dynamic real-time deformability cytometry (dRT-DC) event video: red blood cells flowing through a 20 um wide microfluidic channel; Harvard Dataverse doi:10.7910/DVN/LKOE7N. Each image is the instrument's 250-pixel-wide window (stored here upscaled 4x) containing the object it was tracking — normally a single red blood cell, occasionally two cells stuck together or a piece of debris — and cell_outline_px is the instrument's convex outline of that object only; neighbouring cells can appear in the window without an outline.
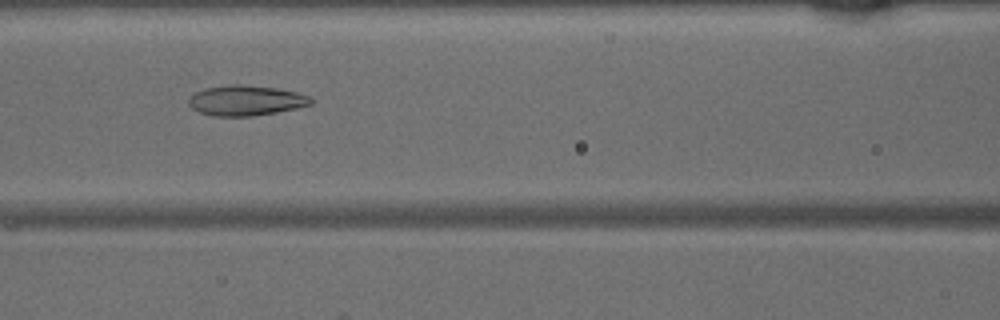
{"species": "common noctule bat (a hibernating species)", "species_latin": "Nyctalus noctula", "temperature_condition": "warm", "stored_images_in_passage": 48, "camera_frame_rate_fps": 3000, "um_per_image_px": 0.085, "animal": {"sex": "male", "body_mass_g": 15.6}, "frame": {"image": 1, "passage_image": 21, "time_ms": 6.667, "image_size_px": [1000, 320], "cell_outline_px": [[312, 104], [296, 108], [276, 112], [248, 116], [212, 116], [200, 112], [192, 108], [188, 104], [188, 96], [204, 88], [232, 84], [244, 84], [276, 88], [296, 92], [308, 96], [312, 100]], "centroid_in_image_um": [20.85, 8.53], "position_along_channel_um": 145.7, "area_um2": 21.5}}
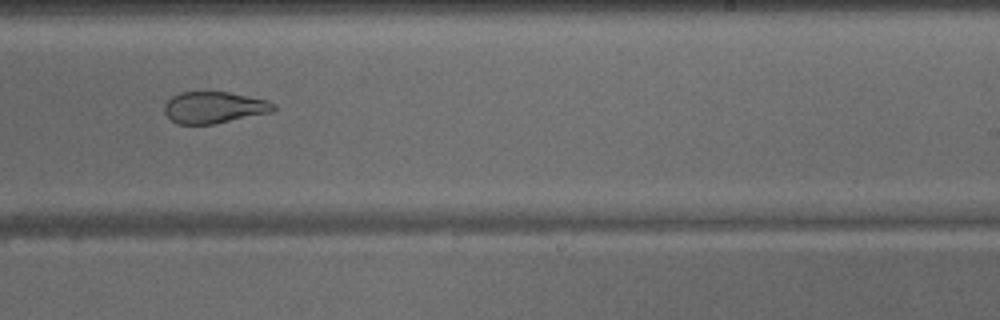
{"frame": {"image": 2, "passage_image": 30, "time_ms": 9.667, "image_size_px": [1000, 320], "cell_outline_px": [[276, 108], [272, 112], [212, 124], [176, 124], [164, 112], [164, 104], [172, 96], [180, 92], [228, 92], [268, 100], [276, 104]], "centroid_in_image_um": [18.2, 9.13], "position_along_channel_um": 270.8, "area_um2": 20.06}}
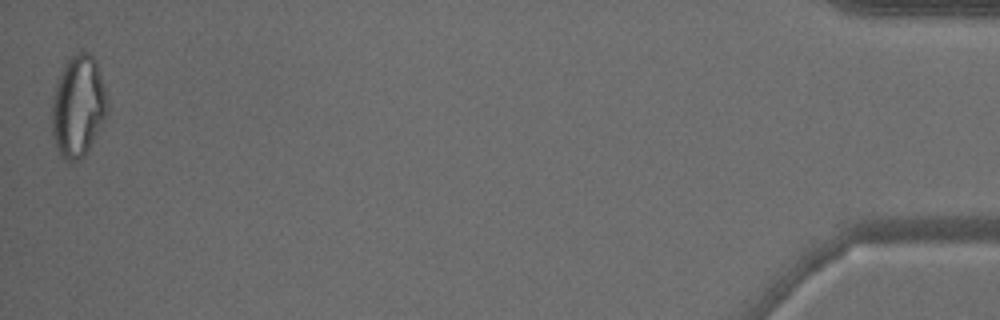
{"frame": {"image": 3, "passage_image": 48, "time_ms": 15.667, "image_size_px": [1000, 320], "cell_outline_px": [[108, 116], [84, 156], [80, 160], [68, 164], [60, 156], [52, 136], [52, 96], [60, 72], [64, 64], [76, 52], [88, 52], [96, 60], [104, 84], [108, 112]], "centroid_in_image_um": [6.64, 9.07], "position_along_channel_um": 428.6, "area_um2": 33.29}}